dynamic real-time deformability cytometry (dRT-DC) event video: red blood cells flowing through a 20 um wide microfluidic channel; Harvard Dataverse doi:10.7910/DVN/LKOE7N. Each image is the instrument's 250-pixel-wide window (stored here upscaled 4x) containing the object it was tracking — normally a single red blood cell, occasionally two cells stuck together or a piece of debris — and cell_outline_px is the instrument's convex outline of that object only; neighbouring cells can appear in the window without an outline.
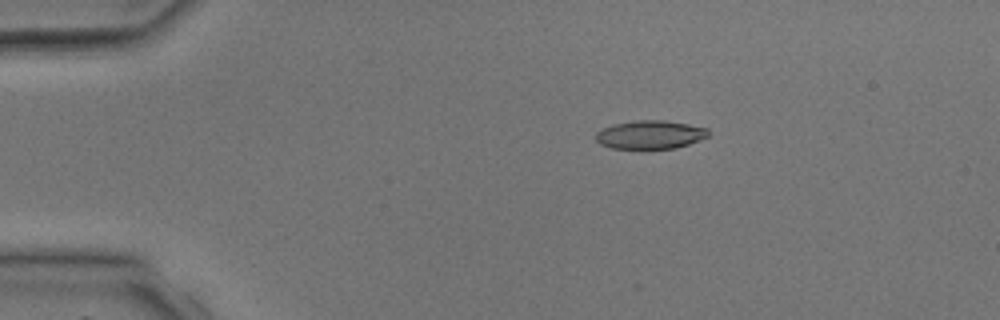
{"species": "common noctule bat (a hibernating species)", "species_latin": "Nyctalus noctula", "temperature_condition": "room temperature", "stored_images_in_passage": 2, "camera_frame_rate_fps": 3000, "um_per_image_px": 0.085, "animal": {"sex": "male", "body_mass_g": 17.9, "forearm_length_mm": 54.2}, "frame": {"image": 1, "passage_image": 1, "time_ms": 0.0, "image_size_px": [1000, 320], "cell_outline_px": [[708, 136], [700, 140], [676, 148], [644, 152], [612, 148], [600, 144], [596, 140], [596, 132], [612, 124], [636, 120], [664, 120], [688, 124], [708, 128]], "centroid_in_image_um": [55.24, 11.5], "position_along_channel_um": 29.8, "area_um2": 19.48}}